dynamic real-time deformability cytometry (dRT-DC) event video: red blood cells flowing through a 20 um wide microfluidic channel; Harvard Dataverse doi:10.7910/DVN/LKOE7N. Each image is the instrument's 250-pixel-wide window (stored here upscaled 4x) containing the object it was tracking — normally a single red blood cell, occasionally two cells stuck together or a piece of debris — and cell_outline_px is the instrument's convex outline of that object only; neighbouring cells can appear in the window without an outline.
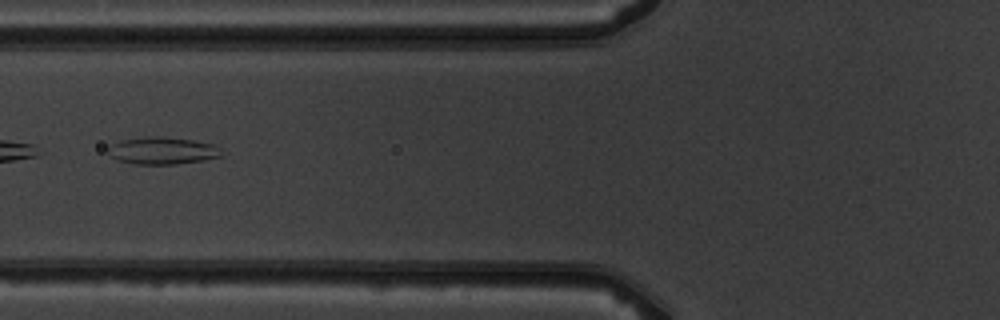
{"species": "common noctule bat (a hibernating species)", "species_latin": "Nyctalus noctula", "temperature_condition": "warm", "stored_images_in_passage": 3, "camera_frame_rate_fps": 3000, "um_per_image_px": 0.085, "animal": {"sex": "male", "body_mass_g": 19.5, "forearm_length_mm": 54.6}, "frame": {"image": 1, "passage_image": 2, "time_ms": 1.333, "image_size_px": [1000, 320], "cell_outline_px": [[224, 156], [204, 160], [176, 164], [132, 164], [120, 160], [112, 156], [108, 152], [108, 148], [112, 144], [120, 140], [144, 136], [160, 136], [192, 140], [212, 144], [220, 148]], "centroid_in_image_um": [13.82, 12.8], "position_along_channel_um": 112.0, "area_um2": 18.03}}